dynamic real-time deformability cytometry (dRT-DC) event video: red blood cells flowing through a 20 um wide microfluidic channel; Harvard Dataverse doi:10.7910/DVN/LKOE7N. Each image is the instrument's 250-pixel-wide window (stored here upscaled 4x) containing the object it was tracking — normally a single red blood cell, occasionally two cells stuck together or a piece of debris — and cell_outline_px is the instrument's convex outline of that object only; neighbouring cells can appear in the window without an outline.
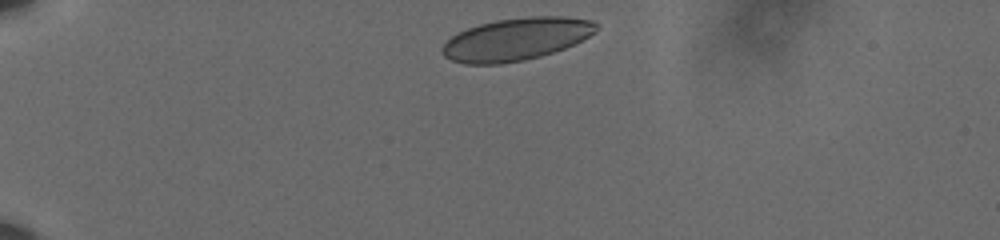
{"species": "human", "species_latin": "Homo sapiens", "temperature_condition": "cold", "stored_images_in_passage": 38, "camera_frame_rate_fps": 3000, "um_per_image_px": 0.085, "donor": {"sex": "male"}, "frame": {"image": 1, "passage_image": 1, "time_ms": 0.0, "image_size_px": [1000, 240], "cell_outline_px": [[600, 28], [596, 32], [564, 48], [540, 56], [524, 60], [500, 64], [464, 64], [452, 60], [444, 56], [440, 52], [440, 48], [456, 32], [480, 24], [496, 20], [528, 16], [564, 16], [592, 20]], "centroid_in_image_um": [43.85, 3.32], "position_along_channel_um": 41.1, "area_um2": 38.15}}
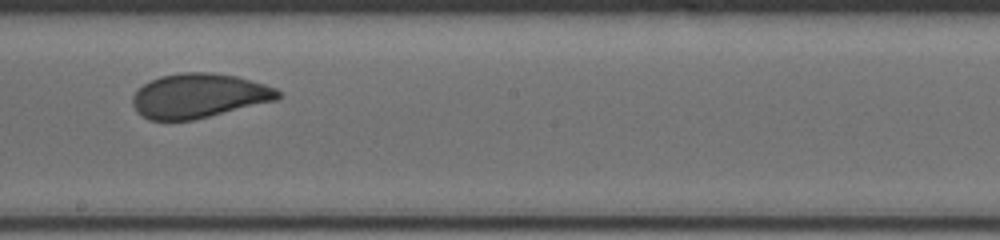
{"frame": {"image": 2, "passage_image": 22, "time_ms": 7.0, "image_size_px": [1000, 240], "cell_outline_px": [[280, 96], [276, 100], [192, 120], [148, 120], [136, 112], [132, 104], [132, 96], [144, 84], [160, 76], [180, 72], [212, 72], [236, 76], [264, 84], [276, 88], [280, 92]], "centroid_in_image_um": [16.87, 8.13], "position_along_channel_um": 231.3, "area_um2": 37.45}}
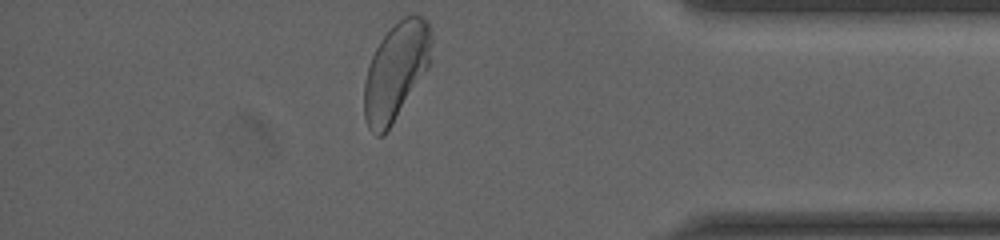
{"frame": {"image": 3, "passage_image": 38, "time_ms": 12.333, "image_size_px": [1000, 240], "cell_outline_px": [[432, 44], [428, 68], [392, 124], [384, 136], [376, 136], [368, 128], [364, 116], [364, 80], [372, 56], [380, 40], [404, 16], [420, 16], [428, 20], [432, 36]], "centroid_in_image_um": [33.65, 6.09], "position_along_channel_um": 401.6, "area_um2": 37.86}, "authors_computed_cell_mechanics": {"area_um2": 38.2347, "velocity_mm_per_s": 3.5864, "shape_relaxation_time_tau1_ms": 4.9688, "shape_relaxation_time_tau2_ms": null, "deformation_change_tau1": 0.1315, "deformation_change_tau2": null}}